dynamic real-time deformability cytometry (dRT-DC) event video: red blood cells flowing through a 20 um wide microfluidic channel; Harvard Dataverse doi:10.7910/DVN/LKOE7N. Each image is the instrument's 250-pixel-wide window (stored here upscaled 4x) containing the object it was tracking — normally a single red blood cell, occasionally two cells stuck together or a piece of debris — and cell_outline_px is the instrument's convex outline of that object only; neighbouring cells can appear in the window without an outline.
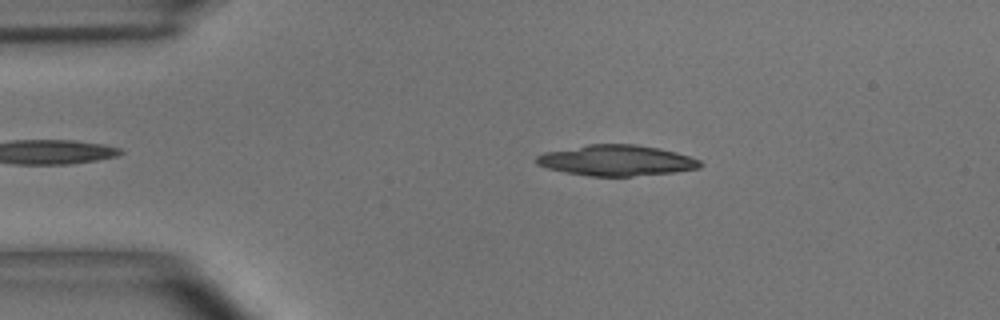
{"species": "common noctule bat (a hibernating species)", "species_latin": "Nyctalus noctula", "temperature_condition": "room temperature", "stored_images_in_passage": 52, "camera_frame_rate_fps": 3000, "um_per_image_px": 0.085, "animal": {"sex": "male", "body_mass_g": 15.6}, "frame": {"image": 1, "passage_image": 9, "time_ms": 2.667, "image_size_px": [1000, 320], "cell_outline_px": [[704, 164], [700, 168], [676, 172], [632, 176], [588, 176], [564, 172], [548, 168], [536, 164], [536, 156], [544, 152], [588, 144], [636, 144], [660, 148], [676, 152], [700, 160]], "centroid_in_image_um": [52.41, 13.63], "position_along_channel_um": 32.6, "area_um2": 29.48}}